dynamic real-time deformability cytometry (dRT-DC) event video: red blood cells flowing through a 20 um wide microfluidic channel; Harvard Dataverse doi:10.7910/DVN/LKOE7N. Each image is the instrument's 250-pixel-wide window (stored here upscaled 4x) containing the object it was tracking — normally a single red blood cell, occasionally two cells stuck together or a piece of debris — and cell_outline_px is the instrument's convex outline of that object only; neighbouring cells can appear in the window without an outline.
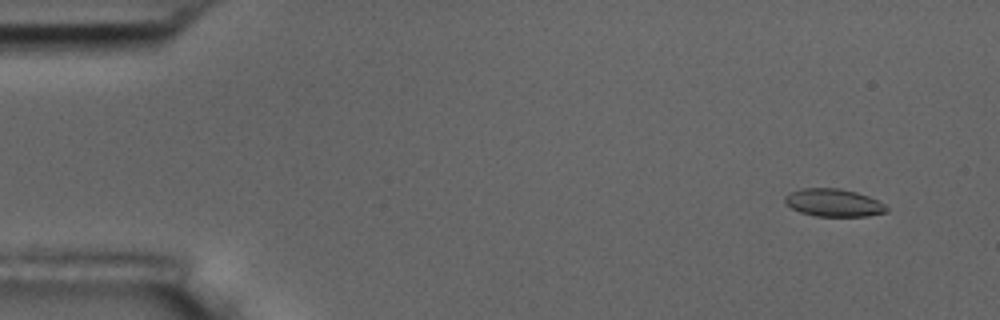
{"species": "common noctule bat (a hibernating species)", "species_latin": "Nyctalus noctula", "temperature_condition": "room temperature", "stored_images_in_passage": 6, "camera_frame_rate_fps": 3000, "um_per_image_px": 0.085, "animal": {"sex": "male", "body_mass_g": 17.5, "forearm_length_mm": 52.3}, "frame": {"image": 1, "passage_image": 2, "time_ms": 1.0, "image_size_px": [1000, 320], "cell_outline_px": [[888, 212], [868, 216], [816, 216], [800, 212], [784, 204], [784, 196], [800, 188], [840, 188], [856, 192], [868, 196], [884, 204], [888, 208]], "centroid_in_image_um": [70.84, 17.23], "position_along_channel_um": 14.2, "area_um2": 16.47}}
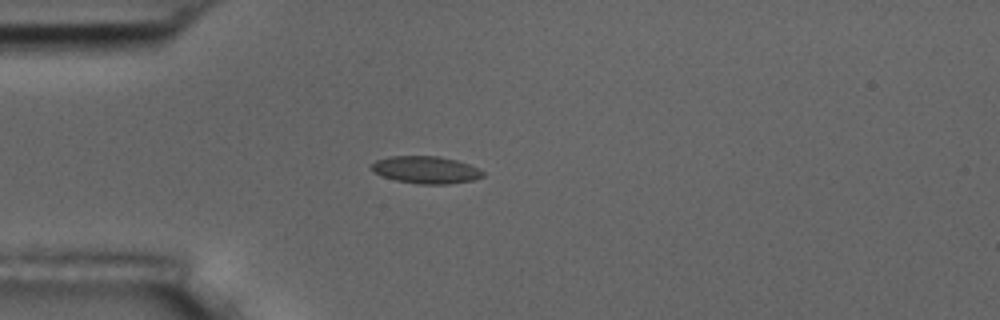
{"frame": {"image": 2, "passage_image": 5, "time_ms": 4.667, "image_size_px": [1000, 320], "cell_outline_px": [[484, 176], [472, 180], [448, 184], [420, 184], [396, 180], [372, 172], [372, 164], [376, 160], [388, 156], [440, 156], [456, 160], [468, 164], [484, 172]], "centroid_in_image_um": [36.19, 14.43], "position_along_channel_um": 48.8, "area_um2": 17.57}}